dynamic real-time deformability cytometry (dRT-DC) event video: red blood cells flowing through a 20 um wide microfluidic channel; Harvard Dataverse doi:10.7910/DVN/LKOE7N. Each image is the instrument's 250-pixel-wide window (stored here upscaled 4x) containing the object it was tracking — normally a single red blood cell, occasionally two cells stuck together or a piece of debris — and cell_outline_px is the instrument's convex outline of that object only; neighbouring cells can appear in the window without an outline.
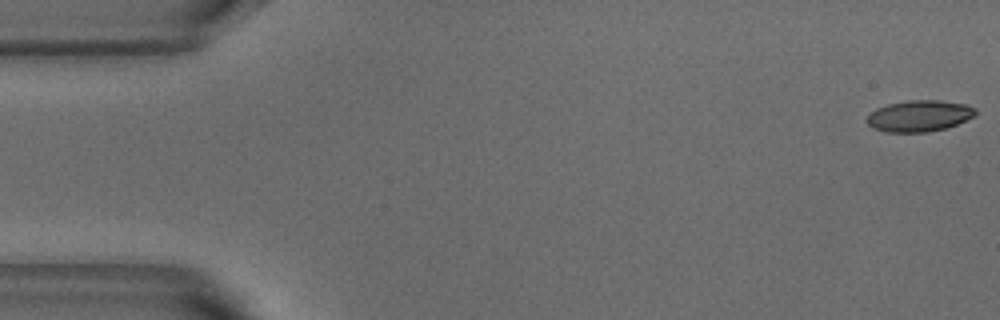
{"species": "common noctule bat (a hibernating species)", "species_latin": "Nyctalus noctula", "temperature_condition": "warm", "stored_images_in_passage": 53, "camera_frame_rate_fps": 3000, "um_per_image_px": 0.085, "animal": {"sex": "male", "body_mass_g": 18.8}, "frame": {"image": 1, "passage_image": 1, "time_ms": 0.0, "image_size_px": [1000, 320], "cell_outline_px": [[976, 116], [948, 128], [928, 132], [884, 132], [872, 128], [864, 120], [876, 108], [888, 104], [908, 100], [940, 100], [964, 104], [976, 108]], "centroid_in_image_um": [78.14, 9.86], "position_along_channel_um": 6.9, "area_um2": 20.06}}
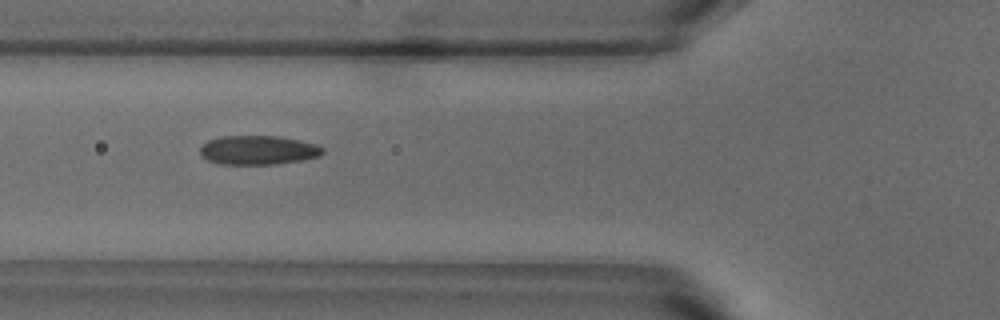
{"frame": {"image": 2, "passage_image": 19, "time_ms": 6.0, "image_size_px": [1000, 320], "cell_outline_px": [[324, 152], [320, 156], [300, 160], [276, 164], [216, 164], [200, 156], [200, 148], [208, 140], [220, 136], [280, 136], [300, 140], [316, 144], [324, 148]], "centroid_in_image_um": [21.93, 12.76], "position_along_channel_um": 103.9, "area_um2": 20.92}}
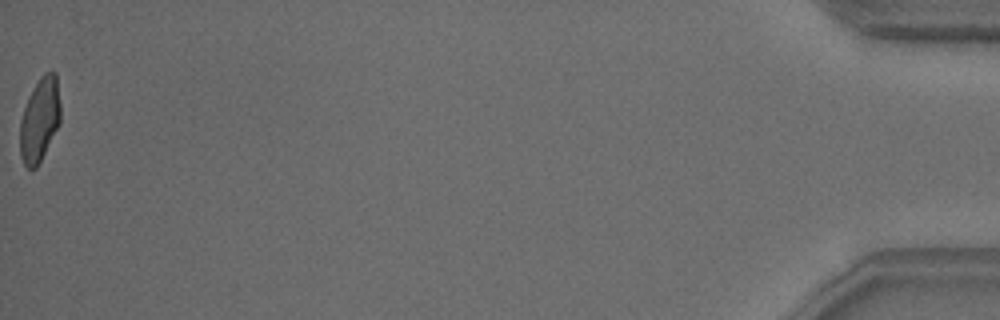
{"frame": {"image": 3, "passage_image": 53, "time_ms": 17.333, "image_size_px": [1000, 320], "cell_outline_px": [[60, 124], [36, 168], [28, 168], [24, 164], [20, 156], [20, 120], [28, 96], [32, 88], [40, 76], [44, 72], [56, 72], [60, 104]], "centroid_in_image_um": [3.37, 10.15], "position_along_channel_um": 431.8, "area_um2": 19.88}, "authors_computed_cell_mechanics": {"area_um2": 20.5768, "velocity_mm_per_s": 3.8022, "shape_relaxation_time_tau1_ms": 5.1421, "shape_relaxation_time_tau2_ms": 1.1843, "deformation_change_tau1": 0.1636, "deformation_change_tau2": 0.0673}}